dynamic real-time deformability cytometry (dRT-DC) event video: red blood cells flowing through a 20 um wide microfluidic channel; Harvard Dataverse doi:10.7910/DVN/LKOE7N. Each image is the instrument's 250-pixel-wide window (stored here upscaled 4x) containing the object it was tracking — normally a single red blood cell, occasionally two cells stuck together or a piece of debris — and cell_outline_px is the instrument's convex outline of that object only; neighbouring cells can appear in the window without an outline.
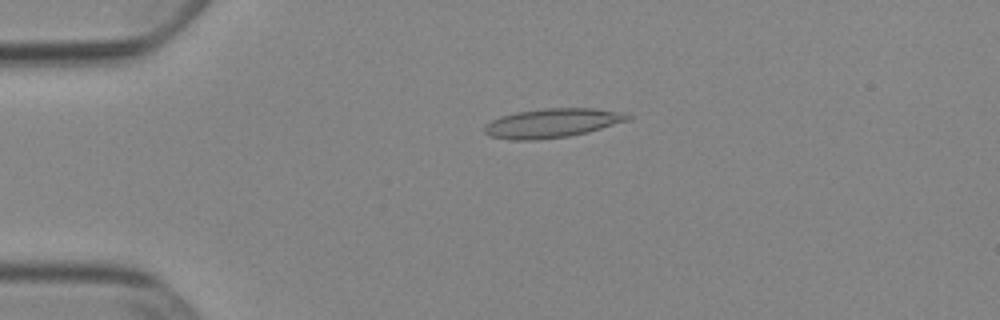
{"species": "Egyptian fruit bat (a non-hibernating species)", "species_latin": "Rousettus aegyptiacus", "temperature_condition": "cold", "stored_images_in_passage": 46, "camera_frame_rate_fps": 3000, "um_per_image_px": 0.085, "animal": {"sex": "female"}, "frame": {"image": 1, "passage_image": 6, "time_ms": 1.667, "image_size_px": [1000, 320], "cell_outline_px": [[632, 116], [628, 120], [588, 132], [568, 136], [532, 140], [512, 140], [488, 136], [484, 132], [484, 128], [492, 120], [500, 116], [516, 112], [544, 108], [592, 108], [624, 112]], "centroid_in_image_um": [46.93, 10.45], "position_along_channel_um": 38.1, "area_um2": 24.22}}
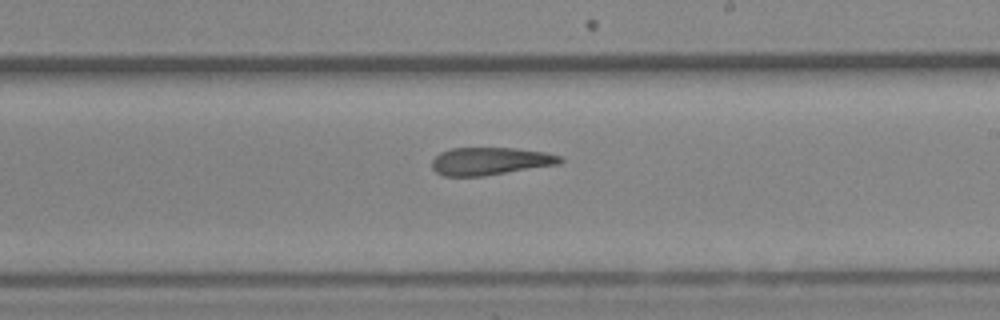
{"frame": {"image": 2, "passage_image": 25, "time_ms": 8.0, "image_size_px": [1000, 320], "cell_outline_px": [[564, 160], [560, 164], [484, 176], [444, 176], [436, 172], [432, 168], [432, 160], [440, 152], [452, 148], [516, 148], [544, 152], [560, 156]], "centroid_in_image_um": [41.67, 13.7], "position_along_channel_um": 247.3, "area_um2": 20.69}}
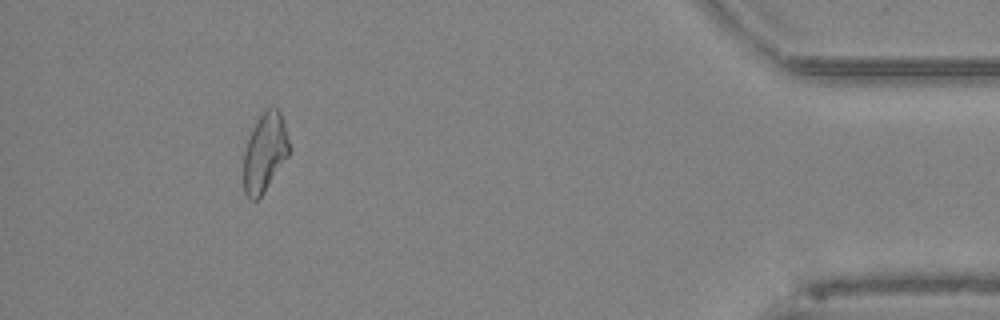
{"frame": {"image": 3, "passage_image": 42, "time_ms": 13.667, "image_size_px": [1000, 320], "cell_outline_px": [[288, 156], [264, 192], [256, 200], [248, 200], [244, 192], [244, 152], [252, 128], [256, 120], [272, 104], [280, 112], [284, 120], [288, 140]], "centroid_in_image_um": [22.5, 12.96], "position_along_channel_um": 412.7, "area_um2": 20.75}, "authors_computed_cell_mechanics": {"area_um2": 21.7906, "velocity_mm_per_s": 3.9037, "shape_relaxation_time_tau1_ms": null, "shape_relaxation_time_tau2_ms": 6.3524, "deformation_change_tau1": null, "deformation_change_tau2": 0.1851}}